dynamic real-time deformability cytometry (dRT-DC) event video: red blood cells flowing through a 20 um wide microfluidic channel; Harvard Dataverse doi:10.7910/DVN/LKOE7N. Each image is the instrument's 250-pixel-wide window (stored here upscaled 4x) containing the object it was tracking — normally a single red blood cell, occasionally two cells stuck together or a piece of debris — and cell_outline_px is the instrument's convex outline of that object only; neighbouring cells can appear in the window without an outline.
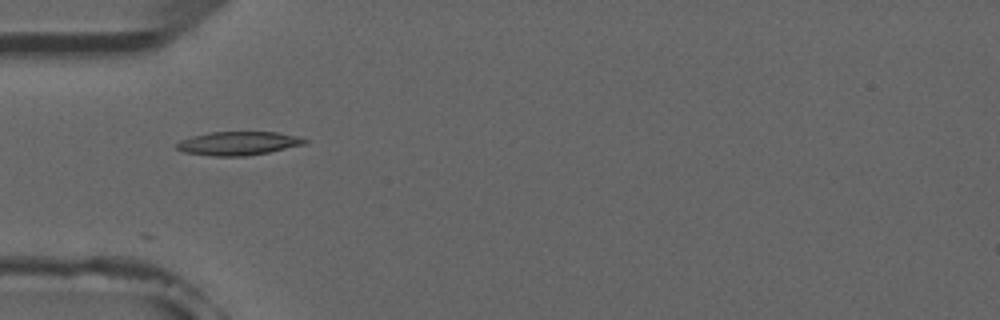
{"species": "common noctule bat (a hibernating species)", "species_latin": "Nyctalus noctula", "temperature_condition": "room temperature", "stored_images_in_passage": 4, "camera_frame_rate_fps": 3000, "um_per_image_px": 0.085, "animal": {"sex": "male", "forearm_length_mm": 52.5}, "frame": {"image": 1, "passage_image": 2, "time_ms": 1.333, "image_size_px": [1000, 320], "cell_outline_px": [[308, 140], [304, 144], [268, 152], [244, 156], [212, 156], [184, 152], [176, 148], [176, 144], [180, 140], [192, 136], [208, 132], [276, 132], [300, 136]], "centroid_in_image_um": [20.23, 12.18], "position_along_channel_um": 64.8, "area_um2": 17.57}}
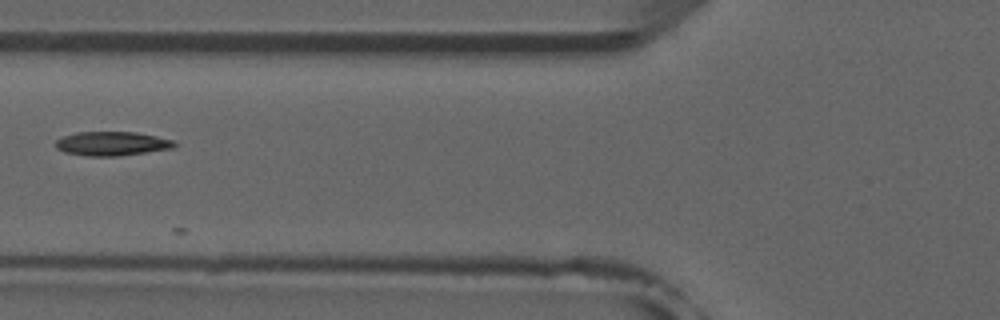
{"frame": {"image": 2, "passage_image": 3, "time_ms": 2.667, "image_size_px": [1000, 320], "cell_outline_px": [[176, 144], [172, 148], [120, 156], [84, 156], [64, 152], [56, 148], [56, 140], [64, 136], [76, 132], [136, 132], [156, 136], [172, 140]], "centroid_in_image_um": [9.48, 12.21], "position_along_channel_um": 116.3, "area_um2": 16.59}}